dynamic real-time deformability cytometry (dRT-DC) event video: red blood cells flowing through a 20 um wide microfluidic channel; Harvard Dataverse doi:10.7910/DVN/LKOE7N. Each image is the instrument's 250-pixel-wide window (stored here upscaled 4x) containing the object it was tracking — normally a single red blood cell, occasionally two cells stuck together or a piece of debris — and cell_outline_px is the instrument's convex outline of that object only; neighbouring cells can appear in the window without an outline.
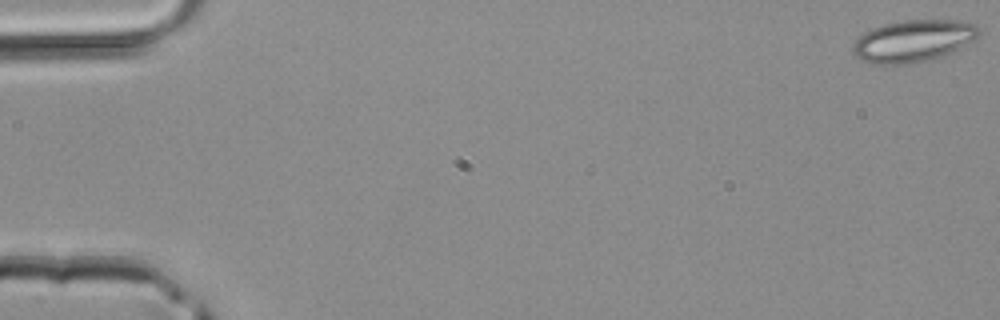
{"species": "common noctule bat (a hibernating species)", "species_latin": "Nyctalus noctula", "temperature_condition": "room temperature", "stored_images_in_passage": 8, "camera_frame_rate_fps": 3000, "um_per_image_px": 0.085, "animal": {"sex": "male", "body_mass_g": 20.4}, "frame": {"image": 1, "passage_image": 1, "time_ms": 0.0, "image_size_px": [1000, 320], "cell_outline_px": [[980, 32], [972, 40], [960, 48], [952, 52], [940, 56], [908, 64], [872, 64], [860, 60], [852, 52], [852, 48], [856, 40], [864, 32], [872, 28], [884, 24], [904, 20], [956, 20], [972, 24], [980, 28]], "centroid_in_image_um": [77.58, 3.48], "position_along_channel_um": 7.4, "area_um2": 30.52}}